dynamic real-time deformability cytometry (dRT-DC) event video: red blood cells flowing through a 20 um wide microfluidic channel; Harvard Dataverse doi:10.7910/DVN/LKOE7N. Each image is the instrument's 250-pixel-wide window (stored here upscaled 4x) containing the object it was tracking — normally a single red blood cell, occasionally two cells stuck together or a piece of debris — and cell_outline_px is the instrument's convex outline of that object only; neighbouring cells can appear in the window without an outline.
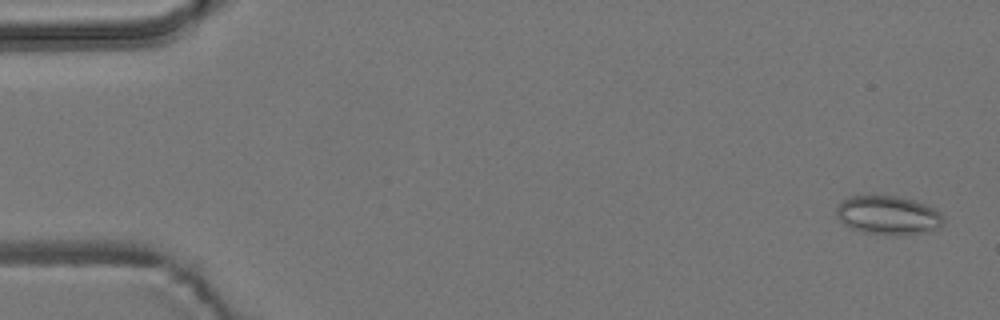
{"species": "common noctule bat (a hibernating species)", "species_latin": "Nyctalus noctula", "temperature_condition": "room temperature", "stored_images_in_passage": 55, "camera_frame_rate_fps": 3000, "um_per_image_px": 0.085, "animal": {"sex": "male", "body_mass_g": 19.2, "forearm_length_mm": 51.8}, "frame": {"image": 1, "passage_image": 2, "time_ms": 0.333, "image_size_px": [1000, 320], "cell_outline_px": [[944, 224], [940, 228], [924, 232], [896, 236], [864, 232], [852, 228], [844, 224], [836, 216], [836, 208], [848, 196], [896, 196], [916, 200], [936, 208], [944, 216]], "centroid_in_image_um": [75.55, 18.3], "position_along_channel_um": 9.5, "area_um2": 24.45}}
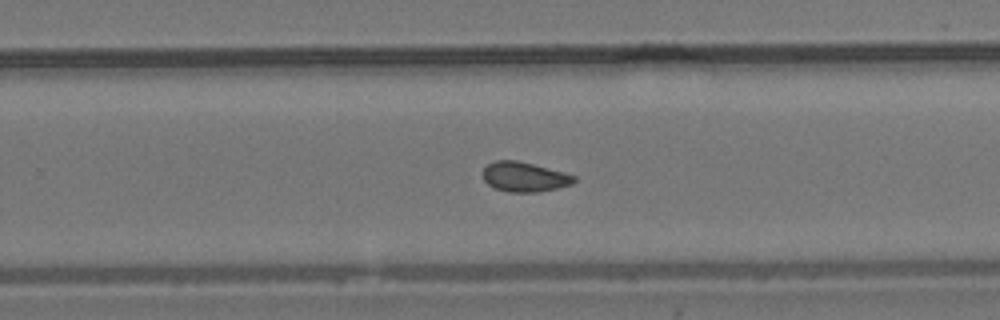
{"frame": {"image": 2, "passage_image": 35, "time_ms": 11.333, "image_size_px": [1000, 320], "cell_outline_px": [[576, 180], [572, 184], [540, 192], [508, 192], [492, 188], [484, 180], [484, 168], [488, 164], [496, 160], [516, 160], [564, 172], [576, 176]], "centroid_in_image_um": [44.57, 15.04], "position_along_channel_um": 285.2, "area_um2": 15.78}}
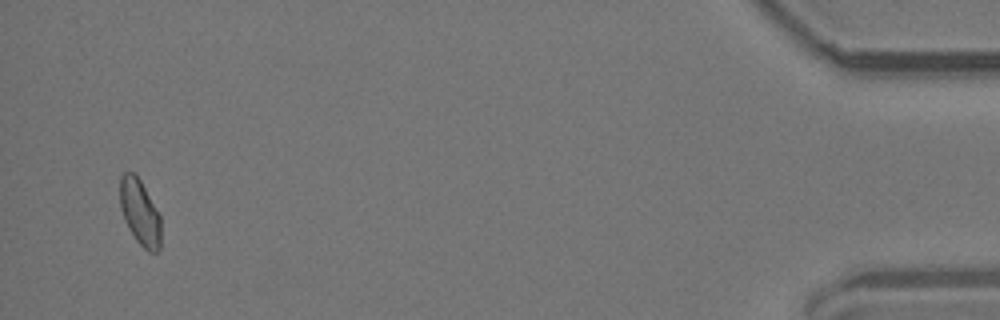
{"frame": {"image": 3, "passage_image": 53, "time_ms": 17.333, "image_size_px": [1000, 320], "cell_outline_px": [[160, 248], [156, 252], [148, 252], [136, 240], [128, 228], [124, 220], [120, 208], [120, 176], [124, 172], [132, 172], [140, 180], [160, 216]], "centroid_in_image_um": [11.87, 18.06], "position_along_channel_um": 423.3, "area_um2": 15.55}, "authors_computed_cell_mechanics": {"area_um2": 16.0684, "velocity_mm_per_s": 3.7516, "shape_relaxation_time_tau1_ms": null, "shape_relaxation_time_tau2_ms": 2.8135, "deformation_change_tau1": null, "deformation_change_tau2": 0.0821}}